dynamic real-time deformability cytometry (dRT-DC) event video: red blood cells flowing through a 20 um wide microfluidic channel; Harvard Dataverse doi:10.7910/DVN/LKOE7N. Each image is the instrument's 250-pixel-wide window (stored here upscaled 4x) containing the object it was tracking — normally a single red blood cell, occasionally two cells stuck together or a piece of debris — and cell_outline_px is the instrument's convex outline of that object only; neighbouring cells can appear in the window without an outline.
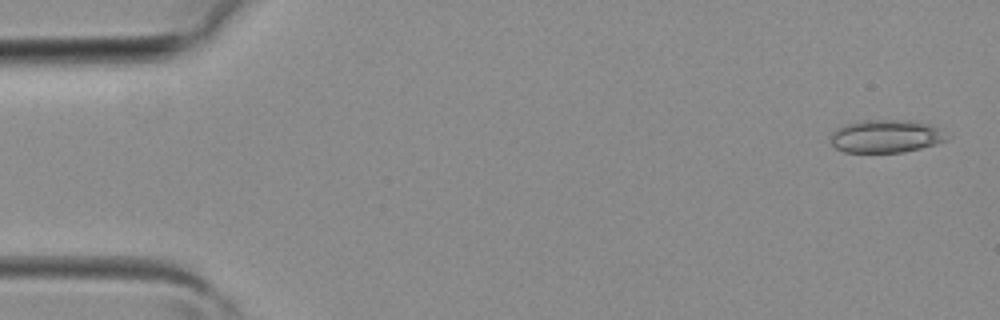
{"species": "common noctule bat (a hibernating species)", "species_latin": "Nyctalus noctula", "temperature_condition": "room temperature", "stored_images_in_passage": 4, "camera_frame_rate_fps": 3000, "um_per_image_px": 0.085, "animal": {"sex": "female", "body_mass_g": 19.3, "forearm_length_mm": 54.1}, "frame": {"image": 1, "passage_image": 1, "time_ms": 0.0, "image_size_px": [1000, 320], "cell_outline_px": [[952, 136], [948, 140], [936, 144], [904, 152], [844, 152], [836, 148], [832, 144], [832, 132], [836, 128], [860, 120], [912, 120], [928, 124], [940, 128]], "centroid_in_image_um": [75.37, 11.57], "position_along_channel_um": 9.6, "area_um2": 22.48}}
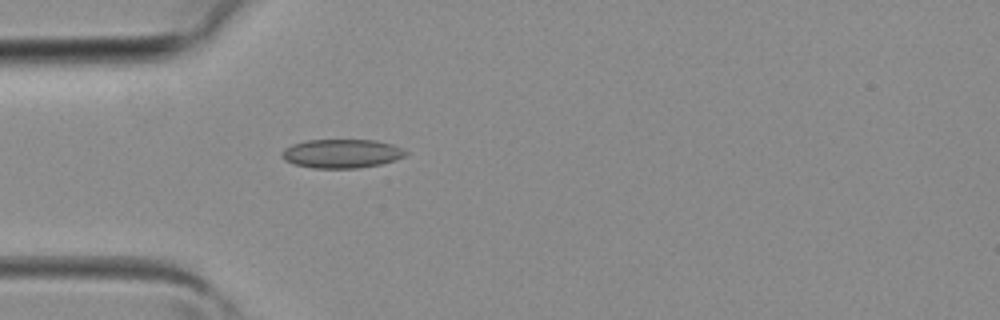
{"frame": {"image": 2, "passage_image": 4, "time_ms": 1.0, "image_size_px": [1000, 320], "cell_outline_px": [[408, 152], [404, 156], [396, 160], [380, 164], [356, 168], [312, 168], [296, 164], [284, 160], [280, 156], [280, 152], [284, 148], [292, 144], [308, 140], [376, 140], [392, 144], [404, 148]], "centroid_in_image_um": [29.04, 13.05], "position_along_channel_um": 56.0, "area_um2": 20.92}}